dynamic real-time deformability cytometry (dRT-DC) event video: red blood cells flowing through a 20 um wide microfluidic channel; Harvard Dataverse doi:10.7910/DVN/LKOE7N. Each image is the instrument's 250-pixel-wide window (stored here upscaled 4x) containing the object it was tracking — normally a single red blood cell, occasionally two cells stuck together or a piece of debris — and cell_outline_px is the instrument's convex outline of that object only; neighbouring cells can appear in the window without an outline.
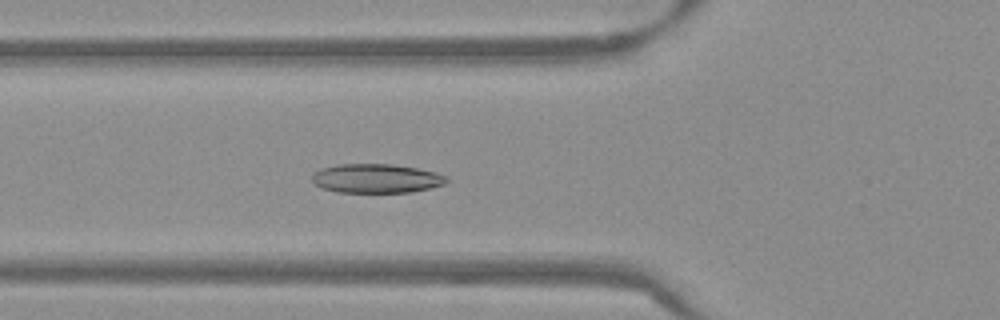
{"species": "Egyptian fruit bat (a non-hibernating species)", "species_latin": "Rousettus aegyptiacus", "temperature_condition": "warm", "stored_images_in_passage": 50, "camera_frame_rate_fps": 3000, "um_per_image_px": 0.085, "frame": {"image": 1, "passage_image": 15, "time_ms": 4.667, "image_size_px": [1000, 320], "cell_outline_px": [[448, 180], [444, 184], [412, 192], [336, 192], [312, 184], [312, 176], [320, 168], [336, 164], [392, 164], [416, 168], [436, 172], [448, 176]], "centroid_in_image_um": [31.97, 15.16], "position_along_channel_um": 93.8, "area_um2": 22.83}}
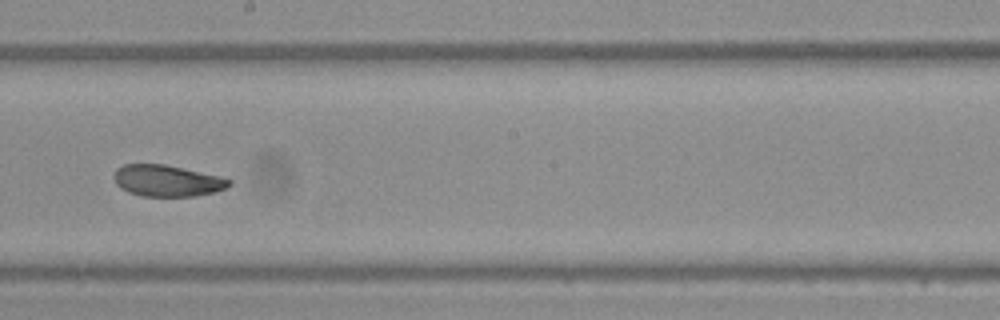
{"frame": {"image": 2, "passage_image": 26, "time_ms": 8.333, "image_size_px": [1000, 320], "cell_outline_px": [[232, 184], [216, 192], [192, 196], [140, 196], [128, 192], [120, 188], [116, 184], [112, 176], [116, 168], [124, 164], [164, 164], [220, 176], [232, 180]], "centroid_in_image_um": [14.17, 15.36], "position_along_channel_um": 234.0, "area_um2": 21.21}}
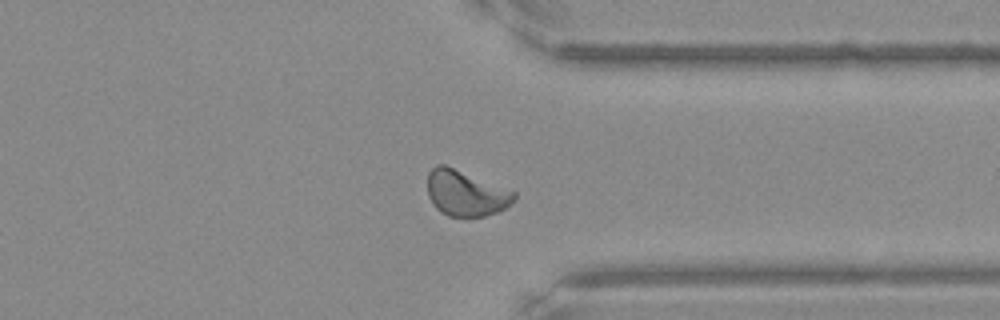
{"frame": {"image": 3, "passage_image": 37, "time_ms": 12.0, "image_size_px": [1000, 320], "cell_outline_px": [[516, 200], [504, 208], [496, 212], [484, 216], [448, 216], [440, 212], [432, 204], [428, 196], [428, 172], [436, 164], [444, 164], [516, 192]], "centroid_in_image_um": [39.57, 16.42], "position_along_channel_um": 371.8, "area_um2": 22.95}, "authors_computed_cell_mechanics": {"area_um2": 22.4553, "velocity_mm_per_s": 3.816, "shape_relaxation_time_tau1_ms": 5.6834, "shape_relaxation_time_tau2_ms": 2.1675, "deformation_change_tau1": 0.1459, "deformation_change_tau2": 0.0626}}